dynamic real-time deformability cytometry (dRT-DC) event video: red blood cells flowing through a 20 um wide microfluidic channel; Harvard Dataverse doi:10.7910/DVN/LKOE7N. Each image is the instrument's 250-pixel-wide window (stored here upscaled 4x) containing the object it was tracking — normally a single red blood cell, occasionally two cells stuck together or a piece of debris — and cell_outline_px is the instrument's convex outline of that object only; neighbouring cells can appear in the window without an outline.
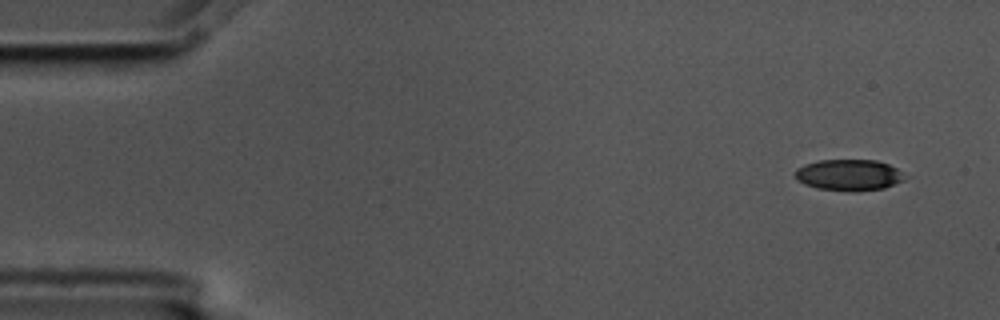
{"species": "common noctule bat (a hibernating species)", "species_latin": "Nyctalus noctula", "temperature_condition": "cold", "stored_images_in_passage": 7, "camera_frame_rate_fps": 3000, "um_per_image_px": 0.085, "animal": {"sex": "male", "body_mass_g": 17.5, "forearm_length_mm": 52.3}, "frame": {"image": 1, "passage_image": 1, "time_ms": 0.0, "image_size_px": [1000, 320], "cell_outline_px": [[908, 176], [904, 180], [884, 188], [856, 192], [852, 192], [816, 188], [804, 184], [796, 180], [796, 168], [804, 164], [820, 160], [876, 160], [888, 164], [896, 168]], "centroid_in_image_um": [72.16, 14.88], "position_along_channel_um": 12.8, "area_um2": 20.17}}
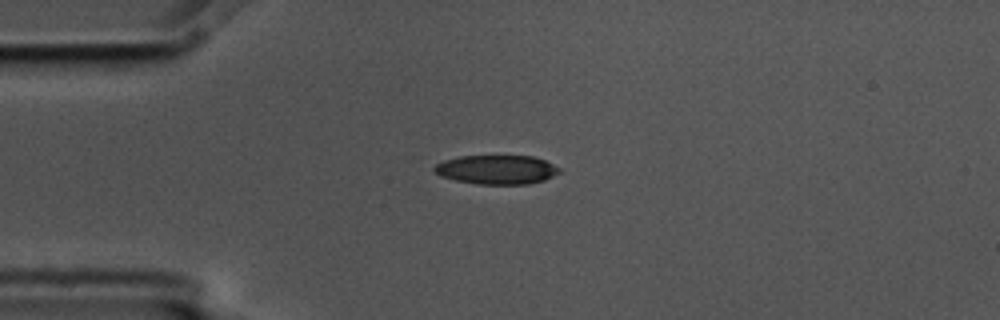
{"frame": {"image": 2, "passage_image": 4, "time_ms": 1.0, "image_size_px": [1000, 320], "cell_outline_px": [[560, 172], [544, 180], [528, 184], [476, 184], [456, 180], [440, 176], [432, 168], [436, 164], [444, 160], [460, 156], [532, 156], [544, 160], [560, 168]], "centroid_in_image_um": [42.2, 14.42], "position_along_channel_um": 42.8, "area_um2": 21.1}}